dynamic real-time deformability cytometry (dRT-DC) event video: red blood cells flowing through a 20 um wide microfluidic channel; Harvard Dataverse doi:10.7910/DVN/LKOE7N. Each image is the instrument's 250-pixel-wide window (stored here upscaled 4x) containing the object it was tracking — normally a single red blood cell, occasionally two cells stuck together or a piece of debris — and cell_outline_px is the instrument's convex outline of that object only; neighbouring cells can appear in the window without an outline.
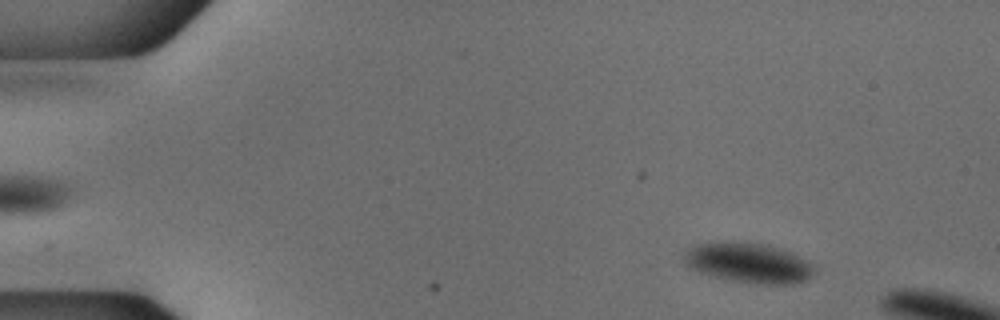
{"species": "common noctule bat (a hibernating species)", "species_latin": "Nyctalus noctula", "temperature_condition": "cold", "stored_images_in_passage": 12, "camera_frame_rate_fps": 3000, "um_per_image_px": 0.085, "animal": {"sex": "male", "body_mass_g": 18.8}, "frame": {"image": 1, "passage_image": 6, "time_ms": 1.667, "image_size_px": [1000, 320], "cell_outline_px": [[816, 268], [804, 280], [792, 284], [760, 284], [728, 280], [700, 272], [692, 268], [684, 260], [684, 252], [692, 244], [720, 240], [768, 244], [792, 252], [808, 260]], "centroid_in_image_um": [63.6, 22.31], "position_along_channel_um": 21.4, "area_um2": 30.69}}